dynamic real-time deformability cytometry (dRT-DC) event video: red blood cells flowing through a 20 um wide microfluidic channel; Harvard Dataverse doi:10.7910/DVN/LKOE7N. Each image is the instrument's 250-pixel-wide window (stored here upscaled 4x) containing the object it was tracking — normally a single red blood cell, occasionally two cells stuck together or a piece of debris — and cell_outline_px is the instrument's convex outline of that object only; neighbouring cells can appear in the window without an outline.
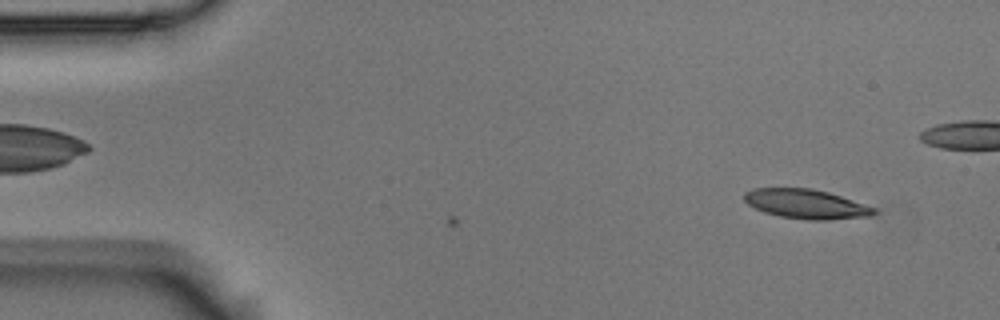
{"species": "Egyptian fruit bat (a non-hibernating species)", "species_latin": "Rousettus aegyptiacus", "temperature_condition": "room temperature", "stored_images_in_passage": 3, "camera_frame_rate_fps": 3000, "um_per_image_px": 0.085, "animal": {"sex": "male"}, "frame": {"image": 1, "passage_image": 3, "time_ms": 0.667, "image_size_px": [1000, 320], "cell_outline_px": [[876, 212], [872, 216], [828, 220], [808, 220], [780, 216], [764, 212], [748, 204], [744, 200], [744, 192], [752, 188], [812, 188], [828, 192], [876, 208]], "centroid_in_image_um": [68.51, 17.34], "position_along_channel_um": 16.5, "area_um2": 22.2}}